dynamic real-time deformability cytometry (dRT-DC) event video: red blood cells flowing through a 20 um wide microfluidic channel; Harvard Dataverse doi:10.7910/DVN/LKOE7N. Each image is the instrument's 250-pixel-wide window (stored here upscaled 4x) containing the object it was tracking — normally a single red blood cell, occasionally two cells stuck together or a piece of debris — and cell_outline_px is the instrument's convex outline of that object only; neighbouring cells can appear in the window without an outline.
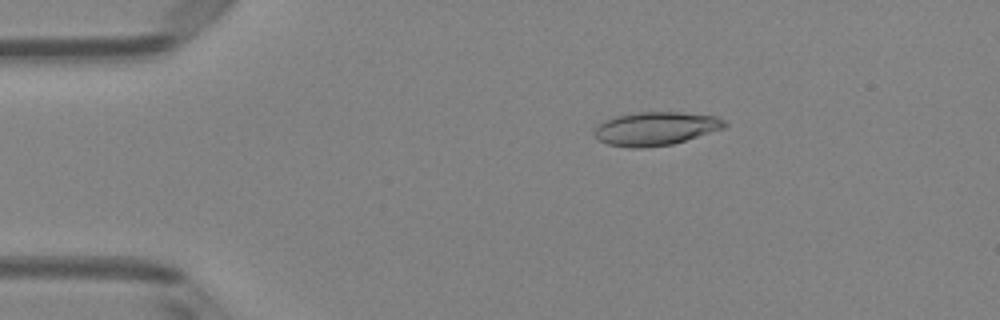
{"species": "Egyptian fruit bat (a non-hibernating species)", "species_latin": "Rousettus aegyptiacus", "temperature_condition": "room temperature", "stored_images_in_passage": 4, "camera_frame_rate_fps": 3000, "um_per_image_px": 0.085, "animal": {"sex": "female"}, "frame": {"image": 1, "passage_image": 3, "time_ms": 0.667, "image_size_px": [1000, 320], "cell_outline_px": [[728, 124], [724, 128], [672, 144], [644, 148], [632, 148], [608, 144], [600, 140], [592, 132], [604, 120], [616, 116], [636, 112], [680, 112], [716, 116], [724, 120]], "centroid_in_image_um": [55.73, 10.92], "position_along_channel_um": 29.3, "area_um2": 25.26}}